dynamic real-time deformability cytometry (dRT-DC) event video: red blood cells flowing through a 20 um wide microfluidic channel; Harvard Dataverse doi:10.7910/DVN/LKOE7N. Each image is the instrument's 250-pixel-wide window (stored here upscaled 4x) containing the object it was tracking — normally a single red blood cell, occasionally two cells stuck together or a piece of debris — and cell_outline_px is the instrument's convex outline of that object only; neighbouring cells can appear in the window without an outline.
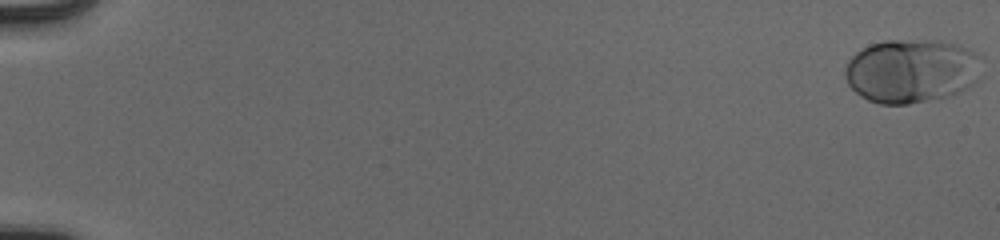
{"species": "human", "species_latin": "Homo sapiens", "temperature_condition": "cold", "stored_images_in_passage": 55, "camera_frame_rate_fps": 3000, "um_per_image_px": 0.085, "donor": {"sex": "male"}, "frame": {"image": 1, "passage_image": 1, "time_ms": 0.0, "image_size_px": [1000, 240], "cell_outline_px": [[984, 76], [980, 80], [956, 92], [944, 96], [928, 100], [908, 104], [880, 104], [868, 100], [860, 96], [848, 84], [844, 76], [844, 68], [848, 60], [860, 48], [884, 40], [940, 40], [956, 44], [968, 48], [984, 56]], "centroid_in_image_um": [77.53, 6.0], "position_along_channel_um": 7.5, "area_um2": 51.85}}
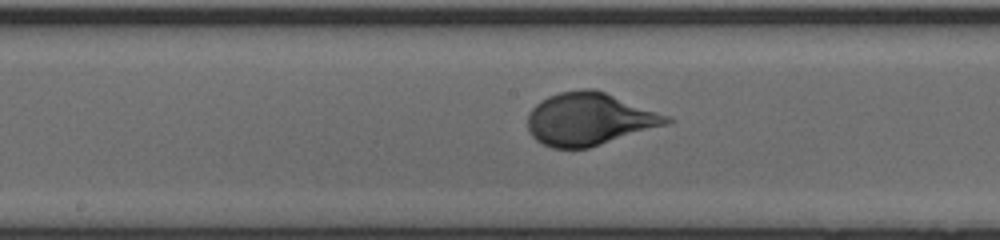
{"frame": {"image": 2, "passage_image": 31, "time_ms": 10.0, "image_size_px": [1000, 240], "cell_outline_px": [[676, 120], [668, 124], [588, 148], [552, 148], [536, 140], [532, 136], [528, 128], [528, 112], [540, 100], [548, 96], [560, 92], [580, 88], [592, 88], [604, 92], [668, 116]], "centroid_in_image_um": [50.06, 10.12], "position_along_channel_um": 198.1, "area_um2": 42.25}}
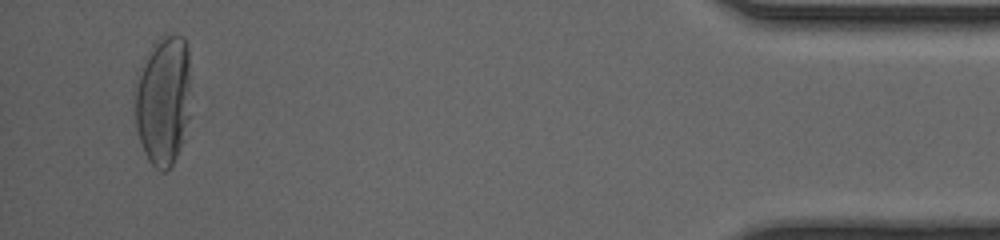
{"frame": {"image": 3, "passage_image": 53, "time_ms": 17.333, "image_size_px": [1000, 240], "cell_outline_px": [[192, 116], [176, 156], [172, 164], [164, 172], [160, 172], [148, 160], [144, 152], [136, 128], [136, 72], [152, 44], [164, 32], [184, 36], [188, 44]], "centroid_in_image_um": [13.92, 8.45], "position_along_channel_um": 421.3, "area_um2": 43.64}, "authors_computed_cell_mechanics": {"area_um2": 42.772, "velocity_mm_per_s": 3.9102, "shape_relaxation_time_tau1_ms": 4.3211, "shape_relaxation_time_tau2_ms": null, "deformation_change_tau1": 0.2296, "deformation_change_tau2": null}}